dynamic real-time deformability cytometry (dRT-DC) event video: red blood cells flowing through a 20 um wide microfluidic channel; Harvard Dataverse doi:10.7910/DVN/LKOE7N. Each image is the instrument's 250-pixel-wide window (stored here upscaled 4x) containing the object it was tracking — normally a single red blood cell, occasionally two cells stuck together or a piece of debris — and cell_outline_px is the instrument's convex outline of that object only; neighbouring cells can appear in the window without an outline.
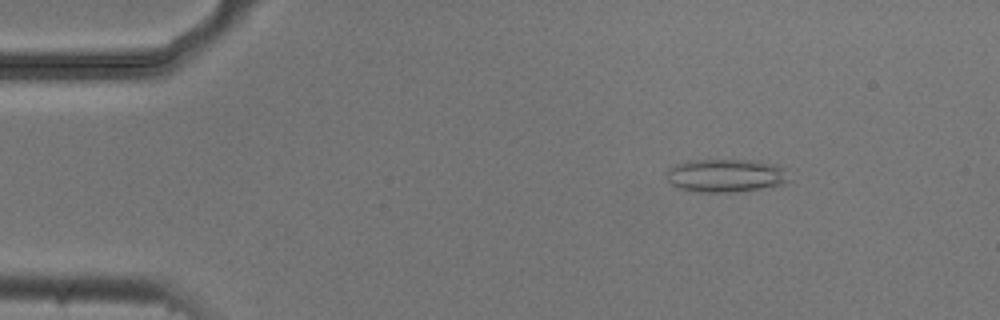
{"species": "common noctule bat (a hibernating species)", "species_latin": "Nyctalus noctula", "temperature_condition": "cold", "stored_images_in_passage": 53, "camera_frame_rate_fps": 3000, "um_per_image_px": 0.085, "animal": {"sex": "male", "body_mass_g": 20.5, "forearm_length_mm": 52.5}, "frame": {"image": 1, "passage_image": 7, "time_ms": 2.0, "image_size_px": [1000, 320], "cell_outline_px": [[788, 180], [780, 184], [760, 188], [736, 192], [700, 192], [680, 188], [672, 184], [664, 176], [664, 172], [668, 168], [676, 164], [688, 160], [756, 160], [776, 164], [784, 168]], "centroid_in_image_um": [61.62, 14.9], "position_along_channel_um": 23.4, "area_um2": 23.7}}
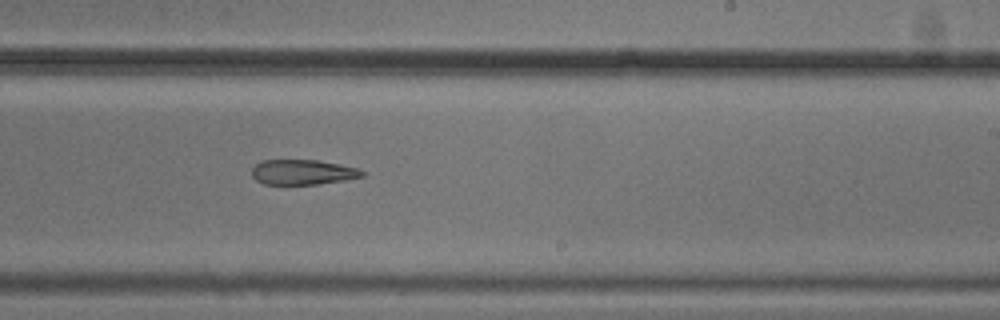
{"frame": {"image": 2, "passage_image": 32, "time_ms": 10.333, "image_size_px": [1000, 320], "cell_outline_px": [[364, 176], [344, 180], [316, 184], [264, 184], [256, 180], [252, 176], [252, 168], [256, 164], [264, 160], [316, 160], [340, 164], [356, 168], [364, 172]], "centroid_in_image_um": [25.71, 14.63], "position_along_channel_um": 263.3, "area_um2": 15.95}}
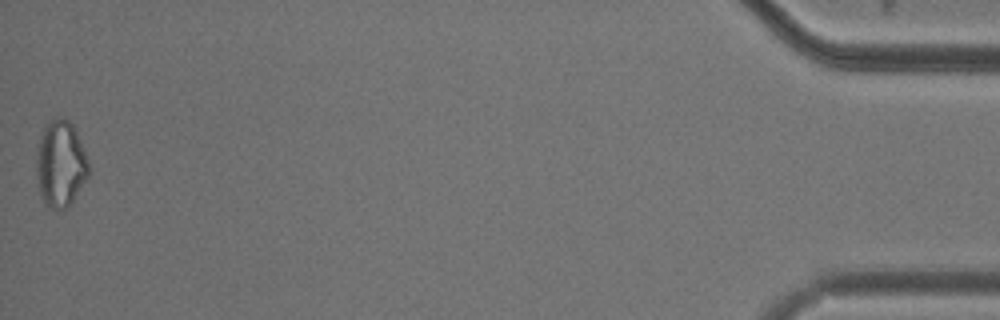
{"frame": {"image": 3, "passage_image": 53, "time_ms": 17.333, "image_size_px": [1000, 320], "cell_outline_px": [[92, 168], [88, 176], [68, 208], [48, 208], [44, 204], [40, 196], [36, 176], [36, 152], [40, 136], [44, 124], [48, 120], [56, 116], [60, 116], [68, 120], [72, 124], [76, 132]], "centroid_in_image_um": [5.13, 13.91], "position_along_channel_um": 430.1, "area_um2": 26.88}, "authors_computed_cell_mechanics": {"area_um2": 20.9814, "velocity_mm_per_s": 3.7379, "shape_relaxation_time_tau1_ms": 8.7305, "shape_relaxation_time_tau2_ms": null, "deformation_change_tau1": 0.1365, "deformation_change_tau2": null}}